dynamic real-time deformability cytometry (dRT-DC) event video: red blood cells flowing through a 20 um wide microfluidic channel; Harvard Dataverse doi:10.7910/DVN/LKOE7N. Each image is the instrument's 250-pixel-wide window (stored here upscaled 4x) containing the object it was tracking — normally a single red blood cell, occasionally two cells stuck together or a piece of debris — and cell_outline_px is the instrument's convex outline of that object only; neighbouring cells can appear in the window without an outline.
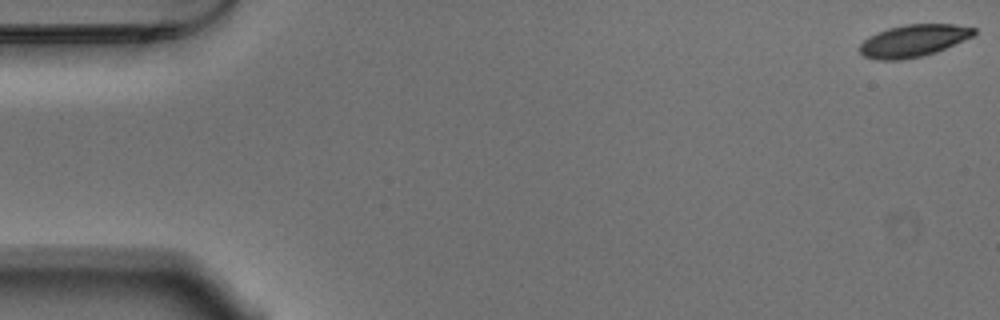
{"species": "Egyptian fruit bat (a non-hibernating species)", "species_latin": "Rousettus aegyptiacus", "temperature_condition": "warm", "stored_images_in_passage": 10, "camera_frame_rate_fps": 3000, "um_per_image_px": 0.085, "animal": {"sex": "male"}, "frame": {"image": 1, "passage_image": 1, "time_ms": 0.0, "image_size_px": [1000, 320], "cell_outline_px": [[976, 32], [972, 36], [936, 52], [920, 56], [900, 60], [876, 60], [864, 56], [860, 52], [860, 44], [868, 36], [876, 32], [888, 28], [904, 24], [956, 24], [976, 28]], "centroid_in_image_um": [77.61, 3.45], "position_along_channel_um": 7.4, "area_um2": 21.39}}